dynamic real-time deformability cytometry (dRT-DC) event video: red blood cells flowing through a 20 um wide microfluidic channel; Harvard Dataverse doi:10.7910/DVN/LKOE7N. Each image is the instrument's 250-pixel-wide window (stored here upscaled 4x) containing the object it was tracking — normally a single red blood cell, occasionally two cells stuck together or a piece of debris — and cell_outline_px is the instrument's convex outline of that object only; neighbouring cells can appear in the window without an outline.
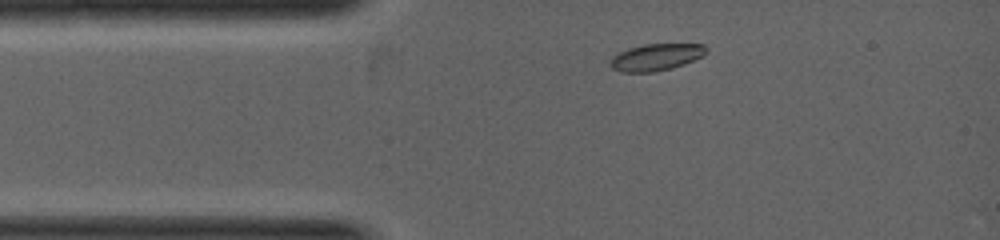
{"species": "common noctule bat (a hibernating species)", "species_latin": "Nyctalus noctula", "temperature_condition": "warm", "stored_images_in_passage": 14, "camera_frame_rate_fps": 5000, "um_per_image_px": 0.085, "animal": {"sex": "female", "body_mass_g": 19.0, "forearm_length_mm": 53.3}, "frame": {"image": 1, "passage_image": 3, "time_ms": 0.4, "image_size_px": [1000, 240], "cell_outline_px": [[708, 52], [704, 56], [684, 64], [672, 68], [652, 72], [620, 72], [612, 68], [612, 56], [628, 48], [644, 44], [704, 44], [708, 48]], "centroid_in_image_um": [55.82, 4.85], "position_along_channel_um": 29.2, "area_um2": 15.03}}
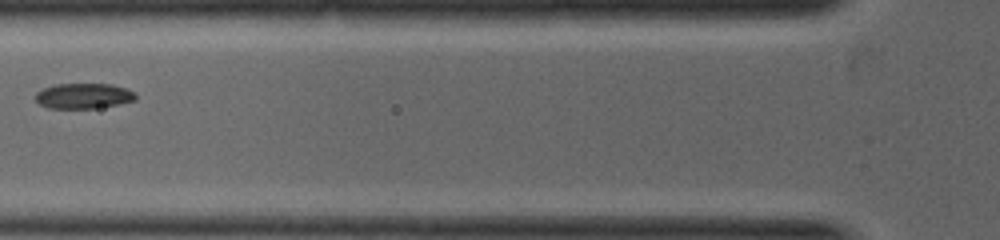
{"frame": {"image": 2, "passage_image": 8, "time_ms": 1.8, "image_size_px": [1000, 240], "cell_outline_px": [[136, 100], [120, 104], [92, 108], [48, 108], [40, 104], [36, 100], [36, 92], [44, 88], [56, 84], [112, 84], [124, 88], [132, 92], [136, 96]], "centroid_in_image_um": [7.09, 8.15], "position_along_channel_um": 118.7, "area_um2": 14.62}}
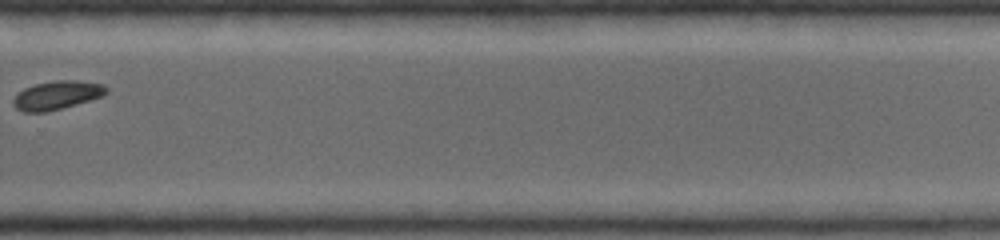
{"frame": {"image": 3, "passage_image": 14, "time_ms": 4.4, "image_size_px": [1000, 240], "cell_outline_px": [[108, 92], [104, 96], [76, 104], [44, 112], [24, 112], [16, 108], [12, 104], [12, 100], [24, 88], [36, 84], [56, 80], [80, 80], [104, 84], [108, 88]], "centroid_in_image_um": [4.88, 8.08], "position_along_channel_um": 324.9, "area_um2": 15.49}}